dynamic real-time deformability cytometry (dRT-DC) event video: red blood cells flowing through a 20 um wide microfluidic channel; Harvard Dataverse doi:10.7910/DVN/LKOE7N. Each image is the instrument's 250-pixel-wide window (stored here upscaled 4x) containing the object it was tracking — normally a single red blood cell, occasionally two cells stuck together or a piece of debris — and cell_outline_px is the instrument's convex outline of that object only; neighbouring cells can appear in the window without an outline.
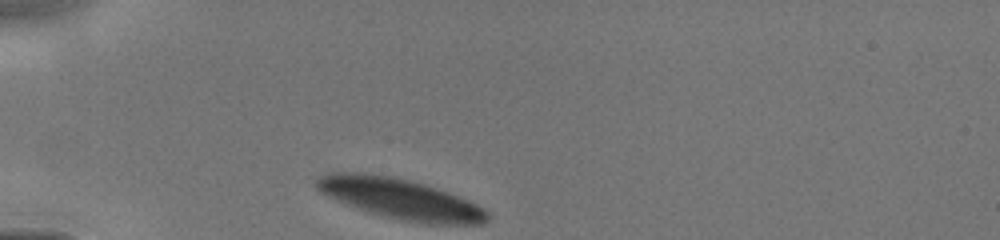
{"species": "human", "species_latin": "Homo sapiens", "temperature_condition": "cold", "stored_images_in_passage": 4, "camera_frame_rate_fps": 3000, "um_per_image_px": 0.085, "donor": {"sex": "male"}, "frame": {"image": 1, "passage_image": 1, "time_ms": 0.0, "image_size_px": [1000, 240], "cell_outline_px": [[492, 216], [484, 224], [420, 224], [380, 216], [356, 208], [336, 200], [320, 192], [316, 188], [316, 180], [320, 176], [332, 172], [360, 172], [408, 180], [436, 188], [448, 192], [468, 200], [484, 208]], "centroid_in_image_um": [34.04, 16.93], "position_along_channel_um": 51.0, "area_um2": 40.34}}
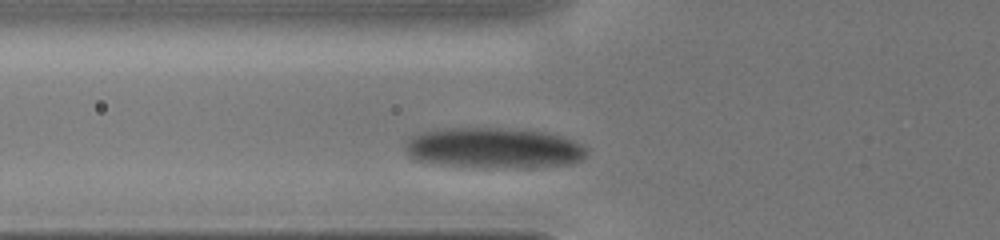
{"frame": {"image": 2, "passage_image": 3, "time_ms": 1.333, "image_size_px": [1000, 240], "cell_outline_px": [[588, 156], [580, 160], [568, 164], [528, 168], [472, 168], [432, 164], [416, 160], [408, 156], [404, 148], [404, 144], [412, 136], [420, 132], [444, 128], [496, 128], [544, 132], [560, 136], [572, 140], [580, 144], [588, 152]], "centroid_in_image_um": [41.9, 12.61], "position_along_channel_um": 83.9, "area_um2": 43.58}}